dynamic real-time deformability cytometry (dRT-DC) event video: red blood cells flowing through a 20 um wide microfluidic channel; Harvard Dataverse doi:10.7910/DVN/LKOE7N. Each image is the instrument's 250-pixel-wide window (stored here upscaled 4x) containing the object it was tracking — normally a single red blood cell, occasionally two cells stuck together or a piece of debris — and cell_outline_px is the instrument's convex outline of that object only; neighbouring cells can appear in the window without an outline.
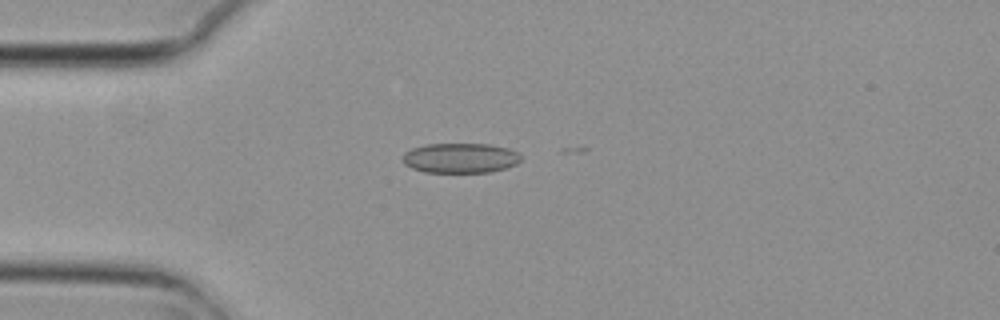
{"species": "common noctule bat (a hibernating species)", "species_latin": "Nyctalus noctula", "temperature_condition": "cold", "stored_images_in_passage": 4, "camera_frame_rate_fps": 3000, "um_per_image_px": 0.085, "animal": {"sex": "female", "body_mass_g": 29.2, "forearm_length_mm": 56.3}, "frame": {"image": 1, "passage_image": 2, "time_ms": 0.333, "image_size_px": [1000, 320], "cell_outline_px": [[520, 160], [516, 164], [508, 168], [488, 172], [424, 172], [412, 168], [404, 164], [404, 152], [412, 148], [428, 144], [488, 144], [508, 148], [516, 152], [520, 156]], "centroid_in_image_um": [39.13, 13.43], "position_along_channel_um": 45.9, "area_um2": 20.52}}
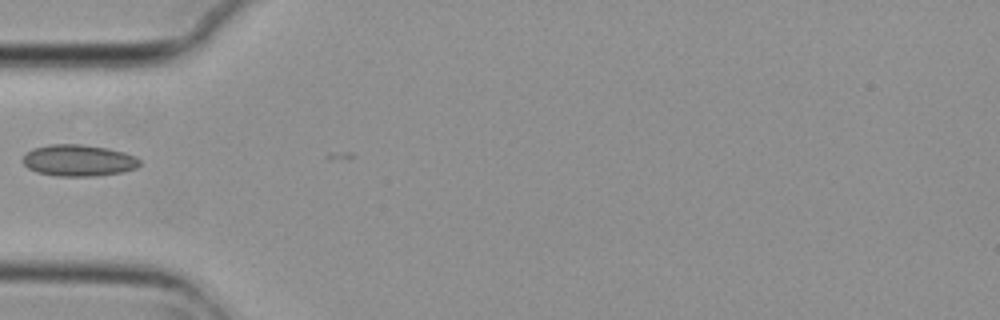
{"frame": {"image": 2, "passage_image": 3, "time_ms": 0.667, "image_size_px": [1000, 320], "cell_outline_px": [[140, 164], [136, 168], [120, 172], [96, 176], [56, 176], [36, 172], [28, 168], [20, 160], [24, 152], [32, 148], [48, 144], [80, 144], [108, 148], [124, 152], [136, 156], [140, 160]], "centroid_in_image_um": [6.62, 13.63], "position_along_channel_um": 78.4, "area_um2": 21.79}}